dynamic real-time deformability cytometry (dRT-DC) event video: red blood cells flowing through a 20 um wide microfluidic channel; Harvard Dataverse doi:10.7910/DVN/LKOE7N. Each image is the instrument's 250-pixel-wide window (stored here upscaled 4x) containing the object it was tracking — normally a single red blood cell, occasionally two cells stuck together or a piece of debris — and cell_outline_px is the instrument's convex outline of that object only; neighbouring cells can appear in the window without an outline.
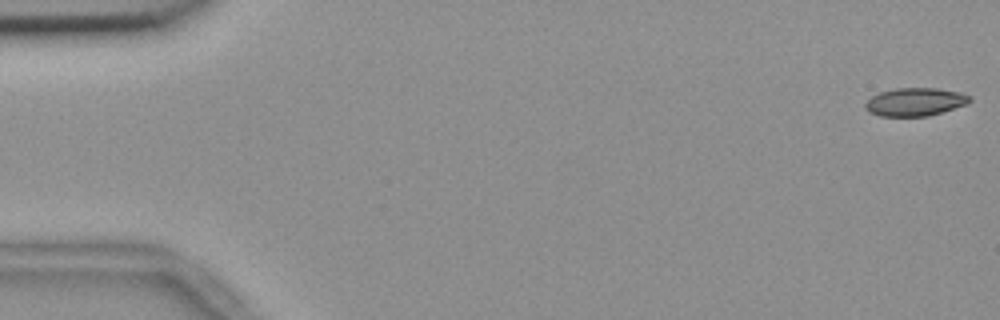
{"species": "common noctule bat (a hibernating species)", "species_latin": "Nyctalus noctula", "temperature_condition": "room temperature", "stored_images_in_passage": 49, "camera_frame_rate_fps": 3000, "um_per_image_px": 0.085, "animal": {"sex": "female", "body_mass_g": 18.4}, "frame": {"image": 1, "passage_image": 1, "time_ms": 0.0, "image_size_px": [1000, 320], "cell_outline_px": [[972, 100], [968, 104], [928, 116], [880, 116], [868, 112], [864, 108], [864, 104], [872, 96], [880, 92], [896, 88], [936, 88], [960, 92], [972, 96]], "centroid_in_image_um": [77.8, 8.66], "position_along_channel_um": 7.2, "area_um2": 17.22}}
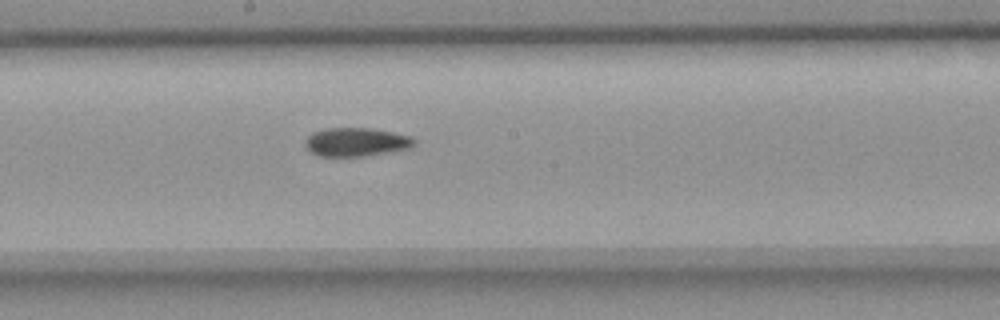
{"frame": {"image": 2, "passage_image": 30, "time_ms": 9.667, "image_size_px": [1000, 320], "cell_outline_px": [[416, 144], [412, 148], [364, 156], [320, 156], [312, 152], [304, 144], [304, 140], [312, 132], [324, 128], [372, 128], [412, 136], [416, 140]], "centroid_in_image_um": [30.3, 12.06], "position_along_channel_um": 217.9, "area_um2": 18.32}}
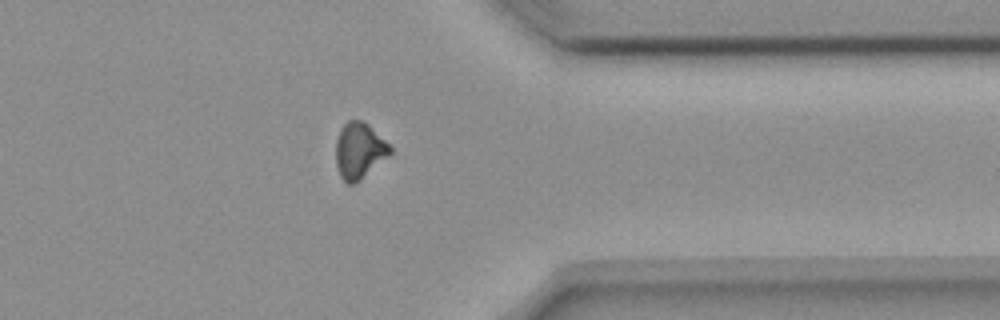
{"frame": {"image": 3, "passage_image": 44, "time_ms": 14.333, "image_size_px": [1000, 320], "cell_outline_px": [[392, 152], [388, 156], [360, 180], [352, 184], [348, 184], [340, 176], [336, 164], [336, 140], [344, 124], [348, 120], [360, 120], [368, 124], [392, 148]], "centroid_in_image_um": [30.53, 12.81], "position_along_channel_um": 380.9, "area_um2": 17.4}}